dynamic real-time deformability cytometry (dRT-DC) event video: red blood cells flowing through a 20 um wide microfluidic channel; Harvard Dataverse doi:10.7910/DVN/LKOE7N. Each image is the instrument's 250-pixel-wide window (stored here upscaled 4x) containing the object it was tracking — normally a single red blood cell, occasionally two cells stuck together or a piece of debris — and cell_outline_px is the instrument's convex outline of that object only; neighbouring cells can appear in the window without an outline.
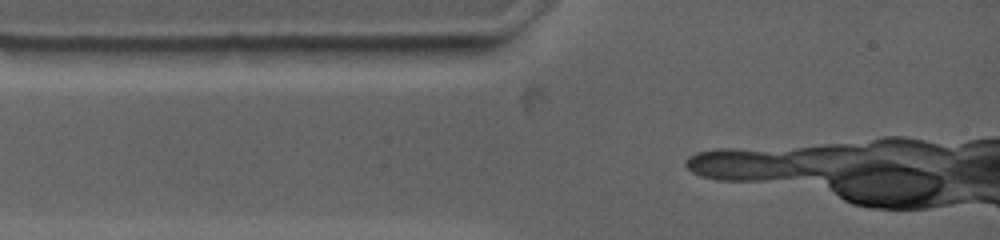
{"species": "common noctule bat (a hibernating species)", "species_latin": "Nyctalus noctula", "temperature_condition": "warm", "stored_images_in_passage": 1, "camera_frame_rate_fps": 4500, "um_per_image_px": 0.085, "animal": {"sex": "female", "body_mass_g": 19.0, "forearm_length_mm": 53.3}, "frame": {"image": 1, "passage_image": 1, "time_ms": 0.0, "image_size_px": [1000, 240], "cell_outline_px": [[496, 44], [488, 52], [468, 56], [368, 64], [356, 48], [384, 44]], "centroid_in_image_um": [35.65, 4.41], "position_along_channel_um": 49.4, "area_um2": 13.87}}